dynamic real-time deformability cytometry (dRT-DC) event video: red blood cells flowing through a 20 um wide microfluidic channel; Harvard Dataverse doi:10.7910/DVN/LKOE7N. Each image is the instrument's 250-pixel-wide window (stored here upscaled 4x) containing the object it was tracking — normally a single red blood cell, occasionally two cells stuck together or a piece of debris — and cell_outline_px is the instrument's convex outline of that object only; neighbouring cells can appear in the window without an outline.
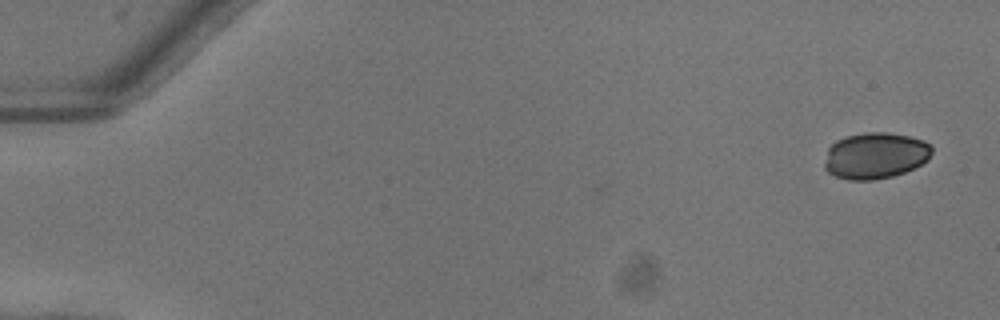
{"species": "common noctule bat (a hibernating species)", "species_latin": "Nyctalus noctula", "temperature_condition": "warm", "stored_images_in_passage": 45, "camera_frame_rate_fps": 3000, "um_per_image_px": 0.085, "animal": {"sex": "female"}, "frame": {"image": 1, "passage_image": 1, "time_ms": 0.0, "image_size_px": [1000, 320], "cell_outline_px": [[932, 152], [928, 160], [904, 172], [892, 176], [872, 180], [848, 180], [836, 176], [828, 172], [824, 168], [824, 164], [828, 148], [836, 140], [844, 136], [864, 132], [884, 132], [908, 136], [924, 140], [932, 144]], "centroid_in_image_um": [74.39, 13.22], "position_along_channel_um": 10.6, "area_um2": 29.07}}
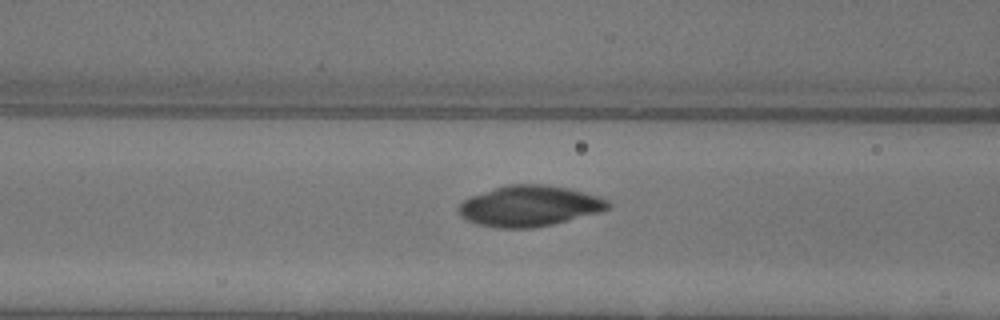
{"frame": {"image": 2, "passage_image": 21, "time_ms": 6.667, "image_size_px": [1000, 320], "cell_outline_px": [[612, 208], [604, 212], [552, 224], [532, 228], [496, 228], [476, 224], [460, 216], [460, 204], [468, 196], [508, 184], [544, 184], [568, 188], [584, 192], [608, 200], [612, 204]], "centroid_in_image_um": [45.04, 17.51], "position_along_channel_um": 121.6, "area_um2": 35.72}}
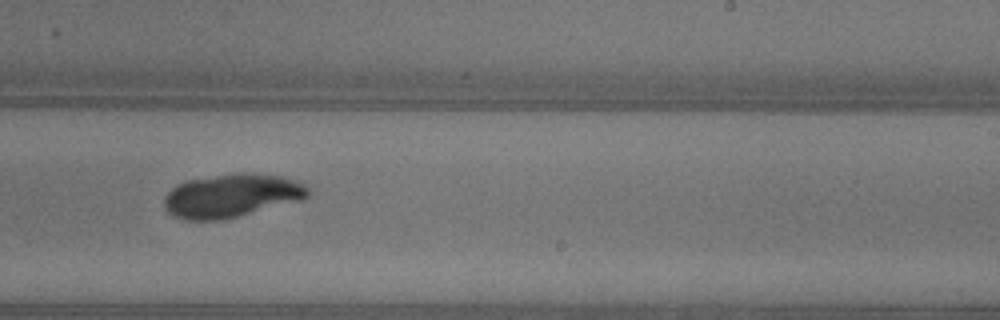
{"frame": {"image": 3, "passage_image": 32, "time_ms": 10.333, "image_size_px": [1000, 320], "cell_outline_px": [[308, 196], [304, 200], [236, 216], [216, 220], [188, 220], [176, 216], [168, 212], [164, 208], [164, 196], [176, 184], [188, 180], [236, 172], [244, 172], [284, 176], [308, 184]], "centroid_in_image_um": [19.72, 16.61], "position_along_channel_um": 269.3, "area_um2": 36.53}}